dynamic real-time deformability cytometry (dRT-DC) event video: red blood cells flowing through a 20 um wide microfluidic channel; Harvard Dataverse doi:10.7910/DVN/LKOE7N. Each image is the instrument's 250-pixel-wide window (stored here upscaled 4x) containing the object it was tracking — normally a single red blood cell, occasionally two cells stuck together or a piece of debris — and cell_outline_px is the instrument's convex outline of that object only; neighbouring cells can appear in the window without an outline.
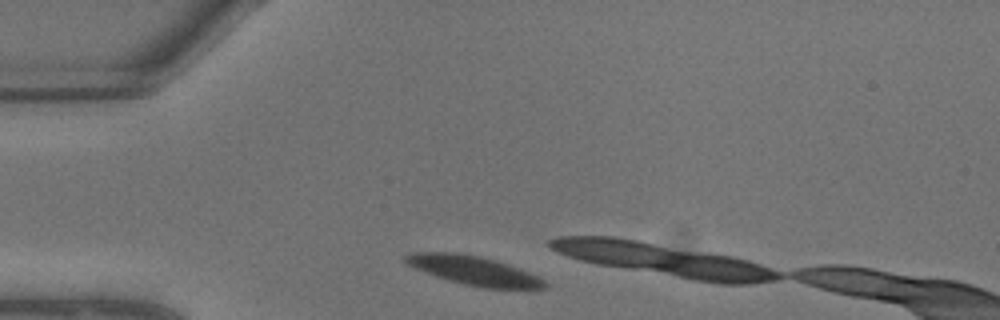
{"species": "common noctule bat (a hibernating species)", "species_latin": "Nyctalus noctula", "temperature_condition": "warm", "stored_images_in_passage": 3, "camera_frame_rate_fps": 3000, "um_per_image_px": 0.085, "animal": {"sex": "male", "body_mass_g": 13.3}, "frame": {"image": 1, "passage_image": 1, "time_ms": 0.0, "image_size_px": [1000, 320], "cell_outline_px": [[548, 288], [484, 288], [464, 284], [436, 276], [416, 268], [408, 264], [404, 260], [404, 256], [416, 252], [456, 252], [480, 256], [496, 260], [508, 264], [536, 276], [544, 280], [548, 284]], "centroid_in_image_um": [40.28, 22.99], "position_along_channel_um": 44.7, "area_um2": 23.12}}